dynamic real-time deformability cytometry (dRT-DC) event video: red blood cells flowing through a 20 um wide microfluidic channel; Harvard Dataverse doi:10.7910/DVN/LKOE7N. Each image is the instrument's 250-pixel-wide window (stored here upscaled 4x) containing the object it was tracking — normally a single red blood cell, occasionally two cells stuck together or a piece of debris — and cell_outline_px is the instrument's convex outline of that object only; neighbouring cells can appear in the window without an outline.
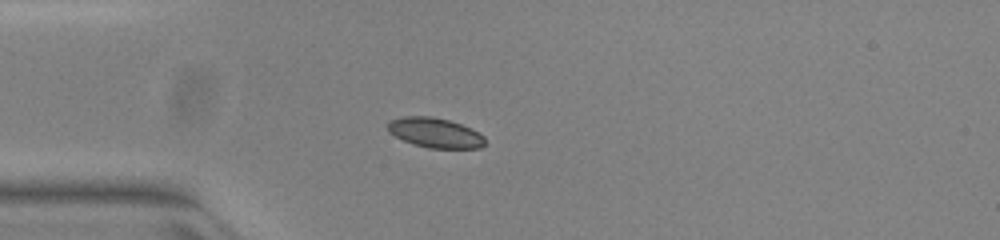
{"species": "common noctule bat (a hibernating species)", "species_latin": "Nyctalus noctula", "temperature_condition": "warm", "stored_images_in_passage": 39, "camera_frame_rate_fps": 3000, "um_per_image_px": 0.085, "animal": {"sex": "female", "body_mass_g": 23.0, "forearm_length_mm": 53.4}, "frame": {"image": 1, "passage_image": 1, "time_ms": 0.0, "image_size_px": [1000, 240], "cell_outline_px": [[484, 144], [480, 148], [428, 148], [412, 144], [388, 132], [388, 124], [392, 120], [404, 116], [432, 116], [448, 120], [460, 124], [484, 136]], "centroid_in_image_um": [36.96, 11.29], "position_along_channel_um": 48.0, "area_um2": 16.65}}
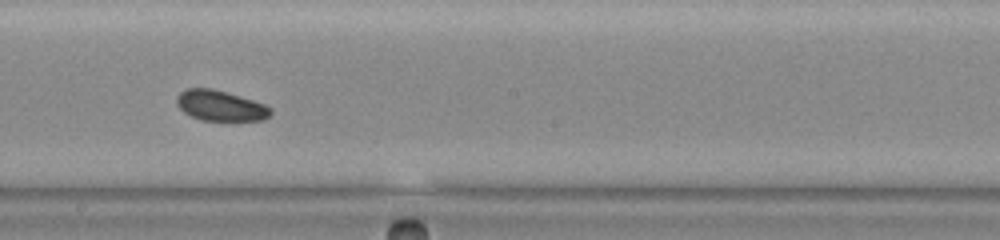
{"frame": {"image": 2, "passage_image": 16, "time_ms": 5.0, "image_size_px": [1000, 240], "cell_outline_px": [[272, 112], [264, 120], [200, 120], [184, 112], [176, 104], [176, 96], [180, 92], [188, 88], [212, 88], [240, 96], [264, 104], [272, 108]], "centroid_in_image_um": [18.72, 8.97], "position_along_channel_um": 229.5, "area_um2": 16.59}}
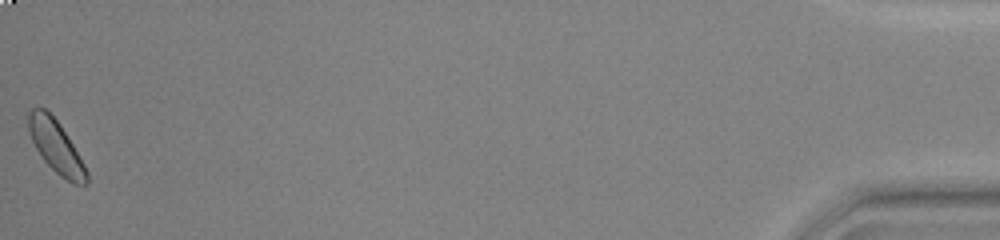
{"frame": {"image": 3, "passage_image": 39, "time_ms": 12.667, "image_size_px": [1000, 240], "cell_outline_px": [[88, 184], [72, 184], [60, 176], [44, 160], [36, 148], [32, 140], [28, 128], [28, 112], [32, 108], [44, 108], [60, 124], [84, 164], [88, 172]], "centroid_in_image_um": [4.77, 12.48], "position_along_channel_um": 430.4, "area_um2": 17.46}, "authors_computed_cell_mechanics": {"area_um2": 17.1088, "velocity_mm_per_s": 3.9286, "shape_relaxation_time_tau1_ms": 1.505, "shape_relaxation_time_tau2_ms": 4.5009, "deformation_change_tau1": 0.043, "deformation_change_tau2": 0.0798}}